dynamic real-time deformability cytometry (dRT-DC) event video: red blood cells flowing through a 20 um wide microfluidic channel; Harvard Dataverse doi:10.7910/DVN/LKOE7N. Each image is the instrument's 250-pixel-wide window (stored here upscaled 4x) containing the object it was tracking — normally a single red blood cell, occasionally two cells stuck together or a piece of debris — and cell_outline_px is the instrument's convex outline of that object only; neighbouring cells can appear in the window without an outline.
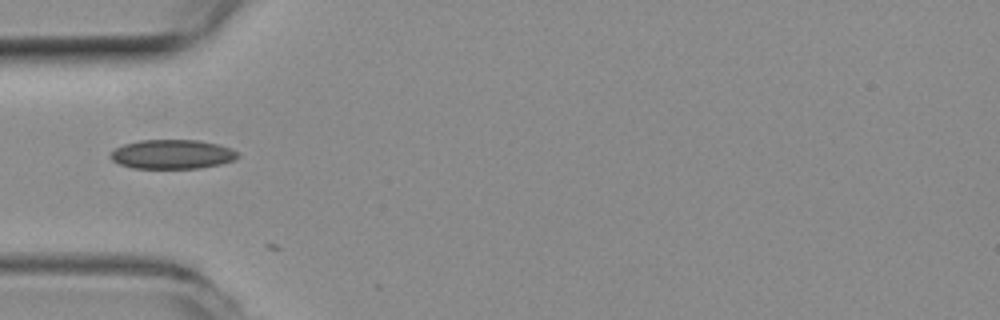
{"species": "common noctule bat (a hibernating species)", "species_latin": "Nyctalus noctula", "temperature_condition": "room temperature", "stored_images_in_passage": 3, "camera_frame_rate_fps": 3000, "um_per_image_px": 0.085, "animal": {"sex": "female", "body_mass_g": 19.3, "forearm_length_mm": 54.1}, "frame": {"image": 1, "passage_image": 2, "time_ms": 0.333, "image_size_px": [1000, 320], "cell_outline_px": [[240, 156], [232, 160], [220, 164], [200, 168], [132, 168], [120, 164], [112, 160], [108, 156], [116, 148], [124, 144], [140, 140], [200, 140], [232, 148]], "centroid_in_image_um": [14.63, 13.11], "position_along_channel_um": 70.4, "area_um2": 21.62}}